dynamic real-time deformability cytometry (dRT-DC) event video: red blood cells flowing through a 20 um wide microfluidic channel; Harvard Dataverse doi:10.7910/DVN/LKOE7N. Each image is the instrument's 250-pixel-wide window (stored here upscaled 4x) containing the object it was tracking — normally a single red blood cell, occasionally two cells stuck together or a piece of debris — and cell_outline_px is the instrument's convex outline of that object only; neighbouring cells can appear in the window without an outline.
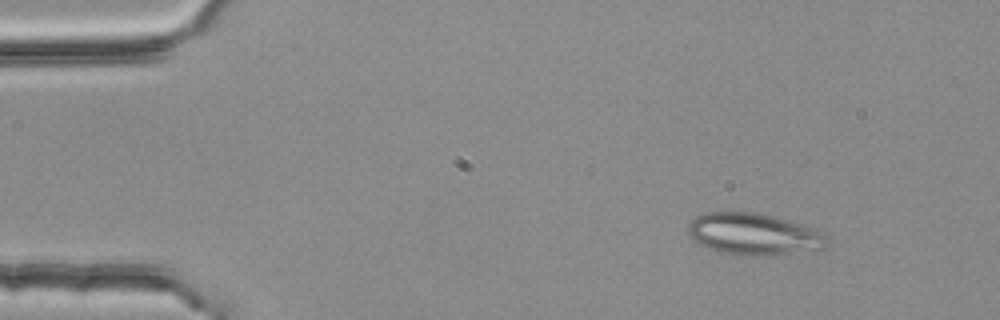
{"species": "common noctule bat (a hibernating species)", "species_latin": "Nyctalus noctula", "temperature_condition": "room temperature", "stored_images_in_passage": 4, "camera_frame_rate_fps": 3000, "um_per_image_px": 0.085, "animal": {"sex": "female", "body_mass_g": 25.1}, "frame": {"image": 1, "passage_image": 1, "time_ms": 0.0, "image_size_px": [1000, 320], "cell_outline_px": [[824, 248], [772, 256], [752, 256], [716, 252], [700, 244], [688, 232], [688, 224], [696, 216], [704, 212], [760, 212], [776, 216], [816, 228], [824, 236]], "centroid_in_image_um": [64.04, 19.89], "position_along_channel_um": 21.0, "area_um2": 33.87}}